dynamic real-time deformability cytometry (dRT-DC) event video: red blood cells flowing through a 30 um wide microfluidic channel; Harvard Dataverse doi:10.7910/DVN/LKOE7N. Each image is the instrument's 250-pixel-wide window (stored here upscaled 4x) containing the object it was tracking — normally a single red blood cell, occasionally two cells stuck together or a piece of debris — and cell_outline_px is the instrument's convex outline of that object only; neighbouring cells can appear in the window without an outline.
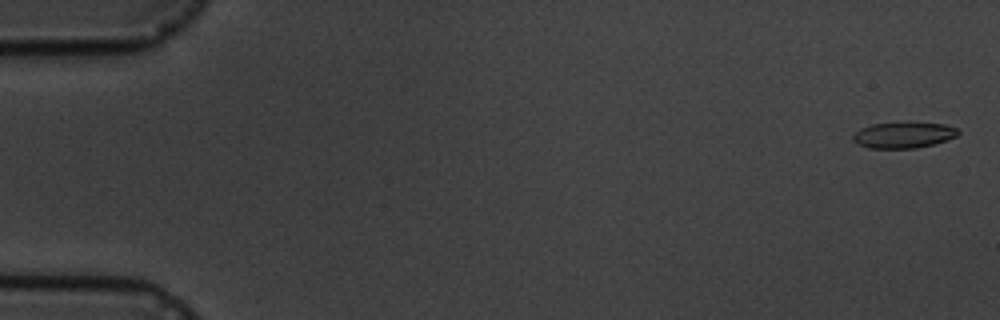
{"species": "common noctule bat (a hibernating species)", "species_latin": "Nyctalus noctula", "temperature_condition": "cold", "stored_images_in_passage": 7, "camera_frame_rate_fps": 3000, "um_per_image_px": 0.085, "animal": {"sex": "male", "body_mass_g": 19.5, "forearm_length_mm": 54.6}, "frame": {"image": 1, "passage_image": 1, "time_ms": 0.0, "image_size_px": [1000, 320], "cell_outline_px": [[960, 132], [956, 136], [936, 144], [916, 148], [868, 148], [852, 140], [852, 136], [860, 128], [872, 124], [904, 120], [944, 124], [956, 128]], "centroid_in_image_um": [76.81, 11.44], "position_along_channel_um": 8.2, "area_um2": 16.47}}
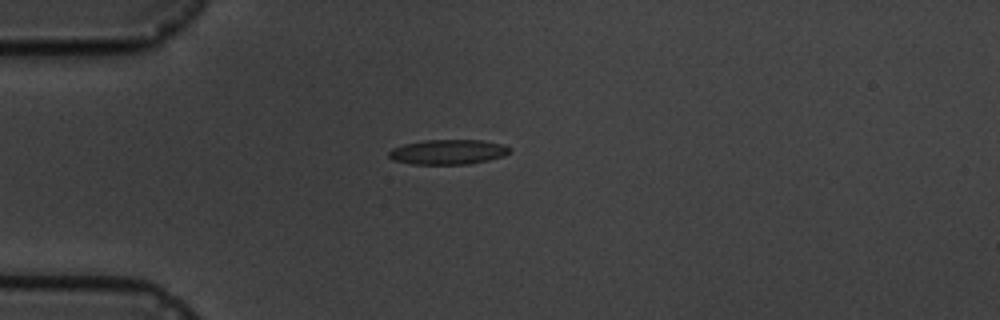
{"frame": {"image": 2, "passage_image": 5, "time_ms": 4.667, "image_size_px": [1000, 320], "cell_outline_px": [[512, 148], [504, 156], [488, 160], [468, 164], [412, 164], [392, 160], [388, 156], [388, 152], [392, 148], [404, 144], [424, 140], [484, 140], [500, 144]], "centroid_in_image_um": [38.05, 12.91], "position_along_channel_um": 46.9, "area_um2": 17.51}}
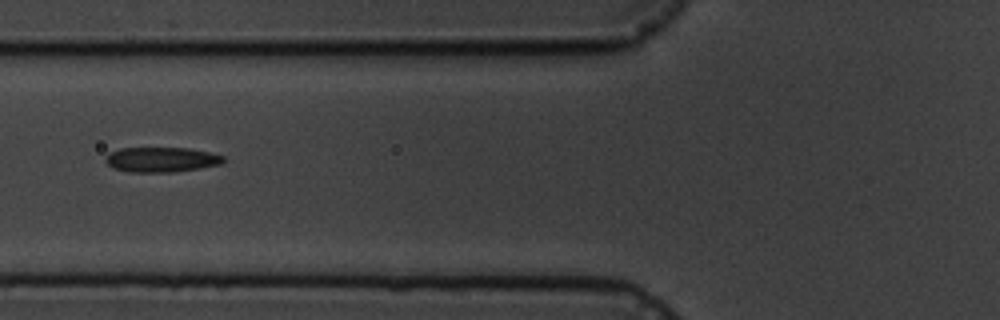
{"frame": {"image": 3, "passage_image": 7, "time_ms": 7.0, "image_size_px": [1000, 320], "cell_outline_px": [[224, 160], [220, 164], [200, 168], [172, 172], [128, 172], [112, 168], [104, 160], [108, 152], [120, 148], [188, 148], [208, 152], [224, 156]], "centroid_in_image_um": [13.66, 13.56], "position_along_channel_um": 112.1, "area_um2": 17.17}}